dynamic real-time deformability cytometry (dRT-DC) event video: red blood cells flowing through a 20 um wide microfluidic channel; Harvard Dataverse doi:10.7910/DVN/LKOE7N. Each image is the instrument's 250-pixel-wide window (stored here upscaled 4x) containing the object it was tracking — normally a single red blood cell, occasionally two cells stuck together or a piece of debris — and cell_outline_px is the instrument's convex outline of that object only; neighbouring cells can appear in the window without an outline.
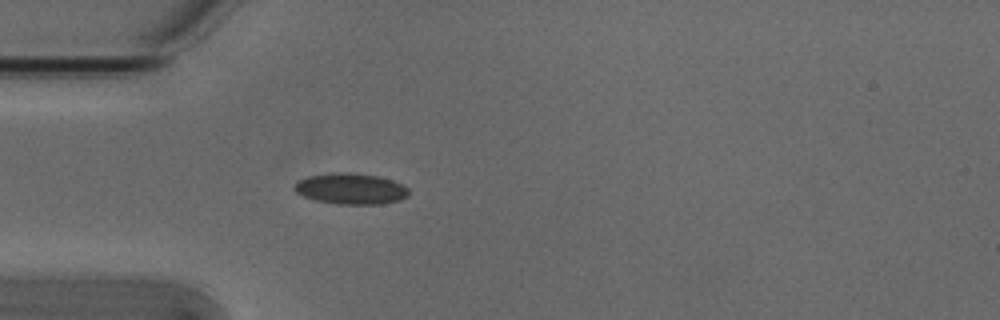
{"species": "Egyptian fruit bat (a non-hibernating species)", "species_latin": "Rousettus aegyptiacus", "temperature_condition": "cold", "stored_images_in_passage": 4, "camera_frame_rate_fps": 3000, "um_per_image_px": 0.085, "animal": {"sex": "male"}, "frame": {"image": 1, "passage_image": 4, "time_ms": 1.0, "image_size_px": [1000, 320], "cell_outline_px": [[408, 196], [400, 200], [384, 204], [336, 204], [316, 200], [304, 196], [296, 192], [292, 188], [300, 180], [308, 176], [332, 172], [348, 172], [376, 176], [392, 180], [408, 188]], "centroid_in_image_um": [29.81, 16.05], "position_along_channel_um": 55.2, "area_um2": 20.58}}